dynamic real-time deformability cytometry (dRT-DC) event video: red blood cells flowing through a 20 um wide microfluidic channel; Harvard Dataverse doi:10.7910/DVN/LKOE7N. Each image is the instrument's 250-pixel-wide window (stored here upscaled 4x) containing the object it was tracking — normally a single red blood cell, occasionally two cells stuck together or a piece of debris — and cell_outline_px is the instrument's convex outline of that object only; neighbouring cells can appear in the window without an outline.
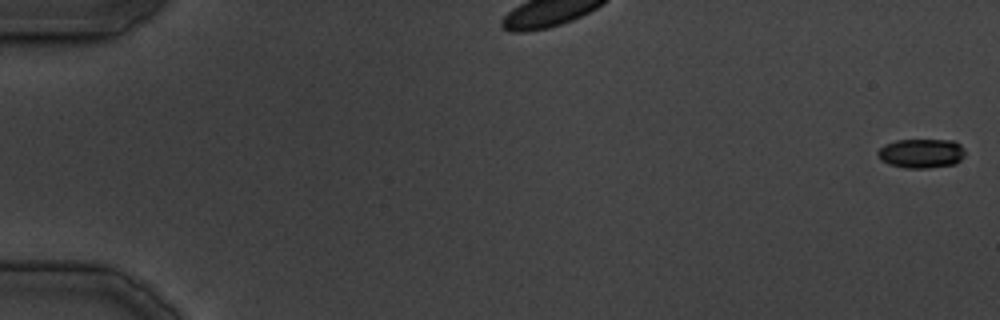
{"species": "common noctule bat (a hibernating species)", "species_latin": "Nyctalus noctula", "temperature_condition": "cold", "stored_images_in_passage": 32, "camera_frame_rate_fps": 3000, "um_per_image_px": 0.085, "animal": {"sex": "male", "body_mass_g": 19.5, "forearm_length_mm": 54.6}, "frame": {"image": 1, "passage_image": 1, "time_ms": 0.0, "image_size_px": [1000, 320], "cell_outline_px": [[964, 156], [956, 164], [928, 168], [908, 168], [888, 164], [880, 160], [876, 152], [884, 144], [896, 140], [956, 140], [964, 148]], "centroid_in_image_um": [78.31, 13.03], "position_along_channel_um": 6.7, "area_um2": 15.09}}